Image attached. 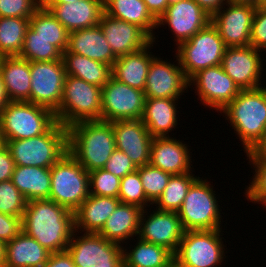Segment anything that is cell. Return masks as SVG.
Segmentation results:
<instances>
[{"label": "cell", "mask_w": 266, "mask_h": 267, "mask_svg": "<svg viewBox=\"0 0 266 267\" xmlns=\"http://www.w3.org/2000/svg\"><path fill=\"white\" fill-rule=\"evenodd\" d=\"M22 231L50 253L67 249L74 230V212L50 199L27 201Z\"/></svg>", "instance_id": "cell-1"}, {"label": "cell", "mask_w": 266, "mask_h": 267, "mask_svg": "<svg viewBox=\"0 0 266 267\" xmlns=\"http://www.w3.org/2000/svg\"><path fill=\"white\" fill-rule=\"evenodd\" d=\"M68 152L87 172L102 169L116 149L112 122L86 120L67 128Z\"/></svg>", "instance_id": "cell-2"}, {"label": "cell", "mask_w": 266, "mask_h": 267, "mask_svg": "<svg viewBox=\"0 0 266 267\" xmlns=\"http://www.w3.org/2000/svg\"><path fill=\"white\" fill-rule=\"evenodd\" d=\"M219 113L229 121L243 151H252L266 135V86L241 90Z\"/></svg>", "instance_id": "cell-3"}, {"label": "cell", "mask_w": 266, "mask_h": 267, "mask_svg": "<svg viewBox=\"0 0 266 267\" xmlns=\"http://www.w3.org/2000/svg\"><path fill=\"white\" fill-rule=\"evenodd\" d=\"M16 166L51 168L68 152L67 127L56 122L46 133L19 140H4Z\"/></svg>", "instance_id": "cell-4"}, {"label": "cell", "mask_w": 266, "mask_h": 267, "mask_svg": "<svg viewBox=\"0 0 266 267\" xmlns=\"http://www.w3.org/2000/svg\"><path fill=\"white\" fill-rule=\"evenodd\" d=\"M57 122L55 113L28 101H9L0 112V133L4 140L37 137Z\"/></svg>", "instance_id": "cell-5"}, {"label": "cell", "mask_w": 266, "mask_h": 267, "mask_svg": "<svg viewBox=\"0 0 266 267\" xmlns=\"http://www.w3.org/2000/svg\"><path fill=\"white\" fill-rule=\"evenodd\" d=\"M102 88L67 75L61 103L55 112L57 122L65 127L86 120H101Z\"/></svg>", "instance_id": "cell-6"}, {"label": "cell", "mask_w": 266, "mask_h": 267, "mask_svg": "<svg viewBox=\"0 0 266 267\" xmlns=\"http://www.w3.org/2000/svg\"><path fill=\"white\" fill-rule=\"evenodd\" d=\"M213 190V185L207 178L203 180L198 176L191 184L177 212L185 231L222 229L221 223L224 221L220 215V201Z\"/></svg>", "instance_id": "cell-7"}, {"label": "cell", "mask_w": 266, "mask_h": 267, "mask_svg": "<svg viewBox=\"0 0 266 267\" xmlns=\"http://www.w3.org/2000/svg\"><path fill=\"white\" fill-rule=\"evenodd\" d=\"M49 199L75 211L90 195L89 172L67 152L51 167Z\"/></svg>", "instance_id": "cell-8"}, {"label": "cell", "mask_w": 266, "mask_h": 267, "mask_svg": "<svg viewBox=\"0 0 266 267\" xmlns=\"http://www.w3.org/2000/svg\"><path fill=\"white\" fill-rule=\"evenodd\" d=\"M226 45L216 27L210 22L175 50L180 66L189 80L200 70L221 65Z\"/></svg>", "instance_id": "cell-9"}, {"label": "cell", "mask_w": 266, "mask_h": 267, "mask_svg": "<svg viewBox=\"0 0 266 267\" xmlns=\"http://www.w3.org/2000/svg\"><path fill=\"white\" fill-rule=\"evenodd\" d=\"M221 232L222 229L185 231L174 261L180 267H221L227 257Z\"/></svg>", "instance_id": "cell-10"}, {"label": "cell", "mask_w": 266, "mask_h": 267, "mask_svg": "<svg viewBox=\"0 0 266 267\" xmlns=\"http://www.w3.org/2000/svg\"><path fill=\"white\" fill-rule=\"evenodd\" d=\"M66 250L76 267H124L123 246L98 233L74 231Z\"/></svg>", "instance_id": "cell-11"}, {"label": "cell", "mask_w": 266, "mask_h": 267, "mask_svg": "<svg viewBox=\"0 0 266 267\" xmlns=\"http://www.w3.org/2000/svg\"><path fill=\"white\" fill-rule=\"evenodd\" d=\"M146 96L113 76L102 87L101 120H137L142 118Z\"/></svg>", "instance_id": "cell-12"}, {"label": "cell", "mask_w": 266, "mask_h": 267, "mask_svg": "<svg viewBox=\"0 0 266 267\" xmlns=\"http://www.w3.org/2000/svg\"><path fill=\"white\" fill-rule=\"evenodd\" d=\"M30 102L52 110L59 109L66 69L63 60L30 62Z\"/></svg>", "instance_id": "cell-13"}, {"label": "cell", "mask_w": 266, "mask_h": 267, "mask_svg": "<svg viewBox=\"0 0 266 267\" xmlns=\"http://www.w3.org/2000/svg\"><path fill=\"white\" fill-rule=\"evenodd\" d=\"M188 81L189 88L195 87L193 90L203 106L217 112H221L241 91L221 65L200 70Z\"/></svg>", "instance_id": "cell-14"}, {"label": "cell", "mask_w": 266, "mask_h": 267, "mask_svg": "<svg viewBox=\"0 0 266 267\" xmlns=\"http://www.w3.org/2000/svg\"><path fill=\"white\" fill-rule=\"evenodd\" d=\"M148 211L147 208L142 211L137 237L142 241L163 246L175 254L185 233L178 213L156 208L153 212L149 211L150 214Z\"/></svg>", "instance_id": "cell-15"}, {"label": "cell", "mask_w": 266, "mask_h": 267, "mask_svg": "<svg viewBox=\"0 0 266 267\" xmlns=\"http://www.w3.org/2000/svg\"><path fill=\"white\" fill-rule=\"evenodd\" d=\"M263 52L251 45L245 47H227L221 62L224 72L241 90L262 87L261 78L264 72Z\"/></svg>", "instance_id": "cell-16"}, {"label": "cell", "mask_w": 266, "mask_h": 267, "mask_svg": "<svg viewBox=\"0 0 266 267\" xmlns=\"http://www.w3.org/2000/svg\"><path fill=\"white\" fill-rule=\"evenodd\" d=\"M211 22V16L195 0H179L169 4L157 20V28L168 25L178 47Z\"/></svg>", "instance_id": "cell-17"}, {"label": "cell", "mask_w": 266, "mask_h": 267, "mask_svg": "<svg viewBox=\"0 0 266 267\" xmlns=\"http://www.w3.org/2000/svg\"><path fill=\"white\" fill-rule=\"evenodd\" d=\"M225 5L211 16V23L218 30L226 47L249 46L252 20L256 7L249 4H234L228 1Z\"/></svg>", "instance_id": "cell-18"}, {"label": "cell", "mask_w": 266, "mask_h": 267, "mask_svg": "<svg viewBox=\"0 0 266 267\" xmlns=\"http://www.w3.org/2000/svg\"><path fill=\"white\" fill-rule=\"evenodd\" d=\"M174 56V62L178 61L175 64L157 56L151 61L144 90L146 98L180 99L185 91L188 92L189 81L177 55Z\"/></svg>", "instance_id": "cell-19"}, {"label": "cell", "mask_w": 266, "mask_h": 267, "mask_svg": "<svg viewBox=\"0 0 266 267\" xmlns=\"http://www.w3.org/2000/svg\"><path fill=\"white\" fill-rule=\"evenodd\" d=\"M116 57L144 49L152 38L139 26L102 14L98 24Z\"/></svg>", "instance_id": "cell-20"}, {"label": "cell", "mask_w": 266, "mask_h": 267, "mask_svg": "<svg viewBox=\"0 0 266 267\" xmlns=\"http://www.w3.org/2000/svg\"><path fill=\"white\" fill-rule=\"evenodd\" d=\"M116 149L123 151L136 167L149 164L153 137L141 119L112 122Z\"/></svg>", "instance_id": "cell-21"}, {"label": "cell", "mask_w": 266, "mask_h": 267, "mask_svg": "<svg viewBox=\"0 0 266 267\" xmlns=\"http://www.w3.org/2000/svg\"><path fill=\"white\" fill-rule=\"evenodd\" d=\"M188 148V144L175 137H155L151 143L149 164L171 175L194 171L192 152Z\"/></svg>", "instance_id": "cell-22"}, {"label": "cell", "mask_w": 266, "mask_h": 267, "mask_svg": "<svg viewBox=\"0 0 266 267\" xmlns=\"http://www.w3.org/2000/svg\"><path fill=\"white\" fill-rule=\"evenodd\" d=\"M70 33L72 31L97 26L104 13V0H76L58 5H40Z\"/></svg>", "instance_id": "cell-23"}, {"label": "cell", "mask_w": 266, "mask_h": 267, "mask_svg": "<svg viewBox=\"0 0 266 267\" xmlns=\"http://www.w3.org/2000/svg\"><path fill=\"white\" fill-rule=\"evenodd\" d=\"M66 51L110 66L117 59L99 25L70 32Z\"/></svg>", "instance_id": "cell-24"}, {"label": "cell", "mask_w": 266, "mask_h": 267, "mask_svg": "<svg viewBox=\"0 0 266 267\" xmlns=\"http://www.w3.org/2000/svg\"><path fill=\"white\" fill-rule=\"evenodd\" d=\"M119 203V198L90 194L74 211V230L98 233Z\"/></svg>", "instance_id": "cell-25"}, {"label": "cell", "mask_w": 266, "mask_h": 267, "mask_svg": "<svg viewBox=\"0 0 266 267\" xmlns=\"http://www.w3.org/2000/svg\"><path fill=\"white\" fill-rule=\"evenodd\" d=\"M179 99L146 98L141 120L147 127L150 135L155 137H170L178 123ZM178 113V114H177ZM178 115V116H177Z\"/></svg>", "instance_id": "cell-26"}, {"label": "cell", "mask_w": 266, "mask_h": 267, "mask_svg": "<svg viewBox=\"0 0 266 267\" xmlns=\"http://www.w3.org/2000/svg\"><path fill=\"white\" fill-rule=\"evenodd\" d=\"M153 44L152 41L138 52L117 57L112 66V76L132 88L144 91L150 63L156 57L150 52Z\"/></svg>", "instance_id": "cell-27"}, {"label": "cell", "mask_w": 266, "mask_h": 267, "mask_svg": "<svg viewBox=\"0 0 266 267\" xmlns=\"http://www.w3.org/2000/svg\"><path fill=\"white\" fill-rule=\"evenodd\" d=\"M142 211L138 206L120 202L98 234L122 246L129 242L127 240L136 241L133 237L138 236Z\"/></svg>", "instance_id": "cell-28"}, {"label": "cell", "mask_w": 266, "mask_h": 267, "mask_svg": "<svg viewBox=\"0 0 266 267\" xmlns=\"http://www.w3.org/2000/svg\"><path fill=\"white\" fill-rule=\"evenodd\" d=\"M0 74L9 101L30 102V62L18 56L4 57Z\"/></svg>", "instance_id": "cell-29"}, {"label": "cell", "mask_w": 266, "mask_h": 267, "mask_svg": "<svg viewBox=\"0 0 266 267\" xmlns=\"http://www.w3.org/2000/svg\"><path fill=\"white\" fill-rule=\"evenodd\" d=\"M50 252L22 231L6 243L5 267H41Z\"/></svg>", "instance_id": "cell-30"}, {"label": "cell", "mask_w": 266, "mask_h": 267, "mask_svg": "<svg viewBox=\"0 0 266 267\" xmlns=\"http://www.w3.org/2000/svg\"><path fill=\"white\" fill-rule=\"evenodd\" d=\"M104 12L111 17L136 24L156 43L154 30L157 28V20L143 0H104Z\"/></svg>", "instance_id": "cell-31"}, {"label": "cell", "mask_w": 266, "mask_h": 267, "mask_svg": "<svg viewBox=\"0 0 266 267\" xmlns=\"http://www.w3.org/2000/svg\"><path fill=\"white\" fill-rule=\"evenodd\" d=\"M11 181L18 188L26 201L49 199L51 190V168L16 166Z\"/></svg>", "instance_id": "cell-32"}, {"label": "cell", "mask_w": 266, "mask_h": 267, "mask_svg": "<svg viewBox=\"0 0 266 267\" xmlns=\"http://www.w3.org/2000/svg\"><path fill=\"white\" fill-rule=\"evenodd\" d=\"M66 75L80 78L102 88L112 76V66L71 52H63Z\"/></svg>", "instance_id": "cell-33"}, {"label": "cell", "mask_w": 266, "mask_h": 267, "mask_svg": "<svg viewBox=\"0 0 266 267\" xmlns=\"http://www.w3.org/2000/svg\"><path fill=\"white\" fill-rule=\"evenodd\" d=\"M136 239V246L128 249L123 245L124 267H168L174 261V254L167 248Z\"/></svg>", "instance_id": "cell-34"}, {"label": "cell", "mask_w": 266, "mask_h": 267, "mask_svg": "<svg viewBox=\"0 0 266 267\" xmlns=\"http://www.w3.org/2000/svg\"><path fill=\"white\" fill-rule=\"evenodd\" d=\"M29 26L35 36L50 41L61 53L66 51L69 32L49 10L39 7L30 18Z\"/></svg>", "instance_id": "cell-35"}, {"label": "cell", "mask_w": 266, "mask_h": 267, "mask_svg": "<svg viewBox=\"0 0 266 267\" xmlns=\"http://www.w3.org/2000/svg\"><path fill=\"white\" fill-rule=\"evenodd\" d=\"M29 20L18 17H0V53L4 57L19 56Z\"/></svg>", "instance_id": "cell-36"}, {"label": "cell", "mask_w": 266, "mask_h": 267, "mask_svg": "<svg viewBox=\"0 0 266 267\" xmlns=\"http://www.w3.org/2000/svg\"><path fill=\"white\" fill-rule=\"evenodd\" d=\"M192 172L171 175L163 193L153 204L157 210L175 211L181 208L191 184L198 178Z\"/></svg>", "instance_id": "cell-37"}, {"label": "cell", "mask_w": 266, "mask_h": 267, "mask_svg": "<svg viewBox=\"0 0 266 267\" xmlns=\"http://www.w3.org/2000/svg\"><path fill=\"white\" fill-rule=\"evenodd\" d=\"M20 58L29 62H46L62 59V53L50 41L35 36V31L28 26Z\"/></svg>", "instance_id": "cell-38"}, {"label": "cell", "mask_w": 266, "mask_h": 267, "mask_svg": "<svg viewBox=\"0 0 266 267\" xmlns=\"http://www.w3.org/2000/svg\"><path fill=\"white\" fill-rule=\"evenodd\" d=\"M147 200L153 205L168 184L170 173L150 164L137 167Z\"/></svg>", "instance_id": "cell-39"}, {"label": "cell", "mask_w": 266, "mask_h": 267, "mask_svg": "<svg viewBox=\"0 0 266 267\" xmlns=\"http://www.w3.org/2000/svg\"><path fill=\"white\" fill-rule=\"evenodd\" d=\"M118 198L121 203L135 205L143 210L152 206L146 198L137 170L121 178Z\"/></svg>", "instance_id": "cell-40"}, {"label": "cell", "mask_w": 266, "mask_h": 267, "mask_svg": "<svg viewBox=\"0 0 266 267\" xmlns=\"http://www.w3.org/2000/svg\"><path fill=\"white\" fill-rule=\"evenodd\" d=\"M121 178L102 169L89 172V192L92 195L118 198Z\"/></svg>", "instance_id": "cell-41"}, {"label": "cell", "mask_w": 266, "mask_h": 267, "mask_svg": "<svg viewBox=\"0 0 266 267\" xmlns=\"http://www.w3.org/2000/svg\"><path fill=\"white\" fill-rule=\"evenodd\" d=\"M27 201L11 179L0 182V213L23 217Z\"/></svg>", "instance_id": "cell-42"}, {"label": "cell", "mask_w": 266, "mask_h": 267, "mask_svg": "<svg viewBox=\"0 0 266 267\" xmlns=\"http://www.w3.org/2000/svg\"><path fill=\"white\" fill-rule=\"evenodd\" d=\"M249 165L253 166V178L246 186L244 197L252 203L262 204L266 208V161L261 159H249Z\"/></svg>", "instance_id": "cell-43"}, {"label": "cell", "mask_w": 266, "mask_h": 267, "mask_svg": "<svg viewBox=\"0 0 266 267\" xmlns=\"http://www.w3.org/2000/svg\"><path fill=\"white\" fill-rule=\"evenodd\" d=\"M40 7V0H0V17L30 19Z\"/></svg>", "instance_id": "cell-44"}, {"label": "cell", "mask_w": 266, "mask_h": 267, "mask_svg": "<svg viewBox=\"0 0 266 267\" xmlns=\"http://www.w3.org/2000/svg\"><path fill=\"white\" fill-rule=\"evenodd\" d=\"M250 45L266 53V5L256 7L252 20Z\"/></svg>", "instance_id": "cell-45"}, {"label": "cell", "mask_w": 266, "mask_h": 267, "mask_svg": "<svg viewBox=\"0 0 266 267\" xmlns=\"http://www.w3.org/2000/svg\"><path fill=\"white\" fill-rule=\"evenodd\" d=\"M103 169L116 177L123 178L135 172L137 167L123 151L115 149Z\"/></svg>", "instance_id": "cell-46"}, {"label": "cell", "mask_w": 266, "mask_h": 267, "mask_svg": "<svg viewBox=\"0 0 266 267\" xmlns=\"http://www.w3.org/2000/svg\"><path fill=\"white\" fill-rule=\"evenodd\" d=\"M22 232V217L0 213V240L9 242Z\"/></svg>", "instance_id": "cell-47"}, {"label": "cell", "mask_w": 266, "mask_h": 267, "mask_svg": "<svg viewBox=\"0 0 266 267\" xmlns=\"http://www.w3.org/2000/svg\"><path fill=\"white\" fill-rule=\"evenodd\" d=\"M15 167V162L4 144L0 147V182L10 180Z\"/></svg>", "instance_id": "cell-48"}, {"label": "cell", "mask_w": 266, "mask_h": 267, "mask_svg": "<svg viewBox=\"0 0 266 267\" xmlns=\"http://www.w3.org/2000/svg\"><path fill=\"white\" fill-rule=\"evenodd\" d=\"M41 267H76L67 250L50 253L49 258Z\"/></svg>", "instance_id": "cell-49"}, {"label": "cell", "mask_w": 266, "mask_h": 267, "mask_svg": "<svg viewBox=\"0 0 266 267\" xmlns=\"http://www.w3.org/2000/svg\"><path fill=\"white\" fill-rule=\"evenodd\" d=\"M151 15L158 20L169 5L168 0H143Z\"/></svg>", "instance_id": "cell-50"}, {"label": "cell", "mask_w": 266, "mask_h": 267, "mask_svg": "<svg viewBox=\"0 0 266 267\" xmlns=\"http://www.w3.org/2000/svg\"><path fill=\"white\" fill-rule=\"evenodd\" d=\"M195 1L210 16L219 11L227 2V0H195Z\"/></svg>", "instance_id": "cell-51"}, {"label": "cell", "mask_w": 266, "mask_h": 267, "mask_svg": "<svg viewBox=\"0 0 266 267\" xmlns=\"http://www.w3.org/2000/svg\"><path fill=\"white\" fill-rule=\"evenodd\" d=\"M247 160L248 159H261L266 161V135L262 138V140L254 147V149L250 152L246 153Z\"/></svg>", "instance_id": "cell-52"}, {"label": "cell", "mask_w": 266, "mask_h": 267, "mask_svg": "<svg viewBox=\"0 0 266 267\" xmlns=\"http://www.w3.org/2000/svg\"><path fill=\"white\" fill-rule=\"evenodd\" d=\"M8 102H9V99H8L7 94H6V90H5L2 76L0 74V112L5 108V106Z\"/></svg>", "instance_id": "cell-53"}, {"label": "cell", "mask_w": 266, "mask_h": 267, "mask_svg": "<svg viewBox=\"0 0 266 267\" xmlns=\"http://www.w3.org/2000/svg\"><path fill=\"white\" fill-rule=\"evenodd\" d=\"M227 1L234 4H249L255 7L262 5V0H227Z\"/></svg>", "instance_id": "cell-54"}, {"label": "cell", "mask_w": 266, "mask_h": 267, "mask_svg": "<svg viewBox=\"0 0 266 267\" xmlns=\"http://www.w3.org/2000/svg\"><path fill=\"white\" fill-rule=\"evenodd\" d=\"M76 0H40V5H58V4H66L71 3Z\"/></svg>", "instance_id": "cell-55"}, {"label": "cell", "mask_w": 266, "mask_h": 267, "mask_svg": "<svg viewBox=\"0 0 266 267\" xmlns=\"http://www.w3.org/2000/svg\"><path fill=\"white\" fill-rule=\"evenodd\" d=\"M6 242L0 240V267H5Z\"/></svg>", "instance_id": "cell-56"}, {"label": "cell", "mask_w": 266, "mask_h": 267, "mask_svg": "<svg viewBox=\"0 0 266 267\" xmlns=\"http://www.w3.org/2000/svg\"><path fill=\"white\" fill-rule=\"evenodd\" d=\"M168 267H180L175 261H173Z\"/></svg>", "instance_id": "cell-57"}, {"label": "cell", "mask_w": 266, "mask_h": 267, "mask_svg": "<svg viewBox=\"0 0 266 267\" xmlns=\"http://www.w3.org/2000/svg\"><path fill=\"white\" fill-rule=\"evenodd\" d=\"M4 145V141L2 138V134L0 133V147H2Z\"/></svg>", "instance_id": "cell-58"}, {"label": "cell", "mask_w": 266, "mask_h": 267, "mask_svg": "<svg viewBox=\"0 0 266 267\" xmlns=\"http://www.w3.org/2000/svg\"><path fill=\"white\" fill-rule=\"evenodd\" d=\"M3 58H4V56L0 53V68H1V63L3 61Z\"/></svg>", "instance_id": "cell-59"}, {"label": "cell", "mask_w": 266, "mask_h": 267, "mask_svg": "<svg viewBox=\"0 0 266 267\" xmlns=\"http://www.w3.org/2000/svg\"><path fill=\"white\" fill-rule=\"evenodd\" d=\"M177 1H179V0H168L169 4L175 3Z\"/></svg>", "instance_id": "cell-60"}, {"label": "cell", "mask_w": 266, "mask_h": 267, "mask_svg": "<svg viewBox=\"0 0 266 267\" xmlns=\"http://www.w3.org/2000/svg\"><path fill=\"white\" fill-rule=\"evenodd\" d=\"M262 5H266V0H262Z\"/></svg>", "instance_id": "cell-61"}]
</instances>
